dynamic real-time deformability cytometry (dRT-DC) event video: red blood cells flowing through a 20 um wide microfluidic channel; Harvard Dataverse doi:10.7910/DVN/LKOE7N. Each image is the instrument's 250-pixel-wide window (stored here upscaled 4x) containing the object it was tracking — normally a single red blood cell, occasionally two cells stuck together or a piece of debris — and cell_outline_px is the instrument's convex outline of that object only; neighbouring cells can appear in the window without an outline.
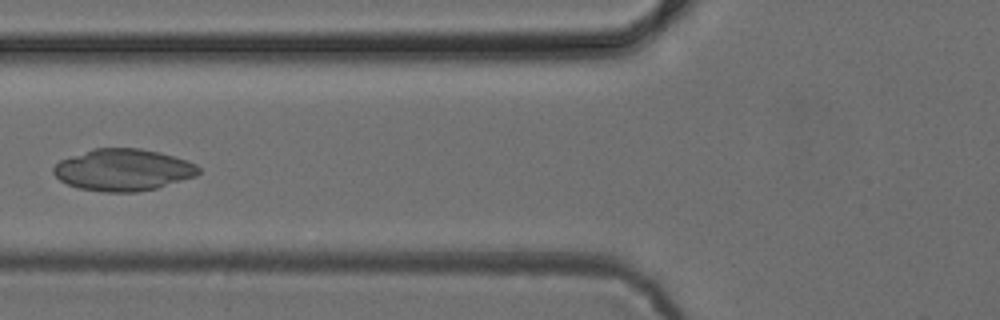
{"species": "common noctule bat (a hibernating species)", "species_latin": "Nyctalus noctula", "temperature_condition": "cold", "stored_images_in_passage": 5, "camera_frame_rate_fps": 3000, "um_per_image_px": 0.085, "animal": {"sex": "female", "body_mass_g": 24.6, "forearm_length_mm": 56.2}, "frame": {"image": 1, "passage_image": 5, "time_ms": 4.667, "image_size_px": [1000, 320], "cell_outline_px": [[200, 172], [196, 176], [156, 188], [136, 192], [104, 192], [76, 188], [60, 180], [52, 172], [52, 168], [60, 160], [92, 148], [140, 148], [160, 152], [188, 160], [196, 164], [200, 168]], "centroid_in_image_um": [10.46, 14.43], "position_along_channel_um": 115.3, "area_um2": 35.55}}